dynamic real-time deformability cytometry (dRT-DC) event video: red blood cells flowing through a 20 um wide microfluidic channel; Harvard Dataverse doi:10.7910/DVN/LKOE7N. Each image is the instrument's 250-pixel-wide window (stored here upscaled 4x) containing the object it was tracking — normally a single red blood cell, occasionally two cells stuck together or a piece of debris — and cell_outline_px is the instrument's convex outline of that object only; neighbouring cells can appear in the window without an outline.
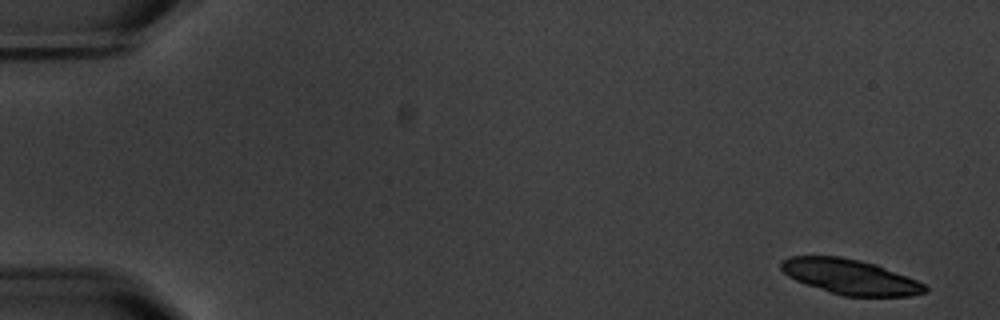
{"species": "common noctule bat (a hibernating species)", "species_latin": "Nyctalus noctula", "temperature_condition": "warm", "stored_images_in_passage": 11, "camera_frame_rate_fps": 3000, "um_per_image_px": 0.085, "animal": {"sex": "male", "body_mass_g": 20.1, "forearm_length_mm": 53.5}, "frame": {"image": 1, "passage_image": 1, "time_ms": 0.0, "image_size_px": [1000, 320], "cell_outline_px": [[928, 292], [912, 296], [844, 296], [796, 280], [788, 276], [780, 268], [780, 264], [788, 256], [840, 256], [860, 260], [876, 264], [916, 280], [924, 284], [928, 288]], "centroid_in_image_um": [72.29, 23.52], "position_along_channel_um": 12.7, "area_um2": 29.13}}
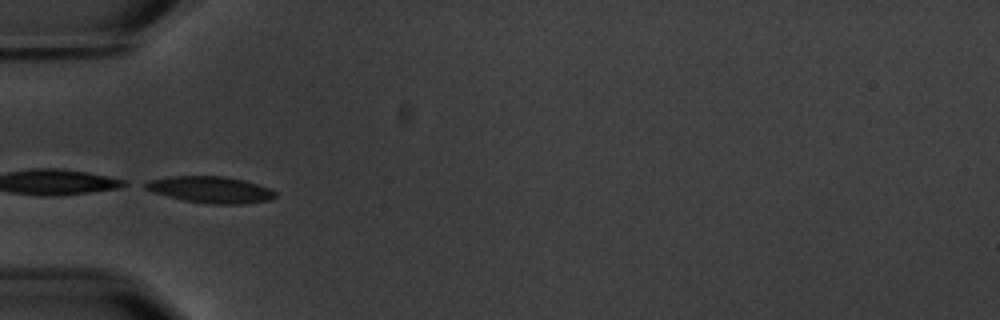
{"frame": {"image": 2, "passage_image": 5, "time_ms": 5.667, "image_size_px": [1000, 320], "cell_outline_px": [[276, 196], [268, 200], [244, 204], [208, 204], [184, 200], [152, 192], [136, 184], [144, 180], [172, 176], [224, 176], [244, 180], [268, 188], [276, 192]], "centroid_in_image_um": [17.78, 16.11], "position_along_channel_um": 67.2, "area_um2": 20.35}}
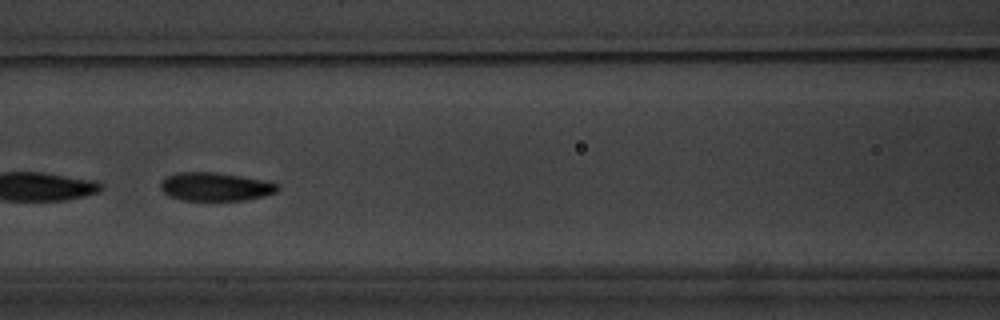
{"frame": {"image": 3, "passage_image": 7, "time_ms": 8.0, "image_size_px": [1000, 320], "cell_outline_px": [[280, 188], [276, 192], [264, 196], [244, 200], [180, 200], [168, 196], [160, 188], [160, 180], [176, 172], [216, 172], [264, 180], [280, 184]], "centroid_in_image_um": [18.29, 15.87], "position_along_channel_um": 148.3, "area_um2": 19.54}}